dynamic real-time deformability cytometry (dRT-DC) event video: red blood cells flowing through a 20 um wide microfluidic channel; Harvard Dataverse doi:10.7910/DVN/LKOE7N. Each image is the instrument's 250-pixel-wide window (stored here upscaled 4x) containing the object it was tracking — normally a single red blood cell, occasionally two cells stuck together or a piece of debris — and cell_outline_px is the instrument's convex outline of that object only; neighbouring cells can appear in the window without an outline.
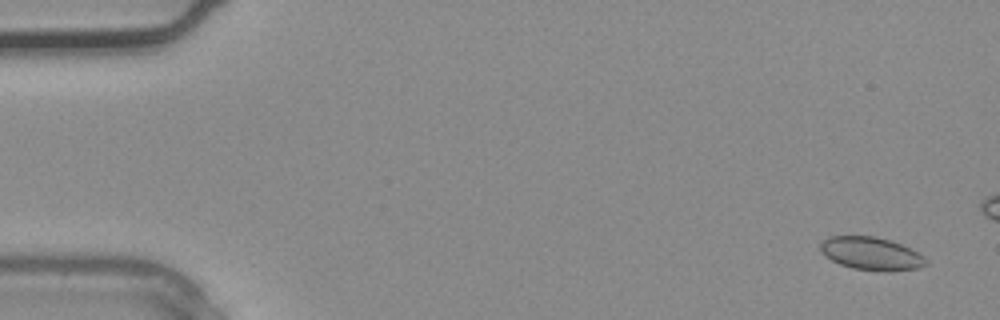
{"species": "common noctule bat (a hibernating species)", "species_latin": "Nyctalus noctula", "temperature_condition": "warm", "stored_images_in_passage": 11, "camera_frame_rate_fps": 3000, "um_per_image_px": 0.085, "animal": {"sex": "male", "body_mass_g": 20.4}, "frame": {"image": 1, "passage_image": 2, "time_ms": 0.333, "image_size_px": [1000, 320], "cell_outline_px": [[928, 264], [916, 268], [852, 268], [840, 264], [824, 256], [820, 252], [820, 244], [828, 236], [876, 236], [900, 244], [924, 256], [928, 260]], "centroid_in_image_um": [73.97, 21.49], "position_along_channel_um": 11.0, "area_um2": 19.31}}